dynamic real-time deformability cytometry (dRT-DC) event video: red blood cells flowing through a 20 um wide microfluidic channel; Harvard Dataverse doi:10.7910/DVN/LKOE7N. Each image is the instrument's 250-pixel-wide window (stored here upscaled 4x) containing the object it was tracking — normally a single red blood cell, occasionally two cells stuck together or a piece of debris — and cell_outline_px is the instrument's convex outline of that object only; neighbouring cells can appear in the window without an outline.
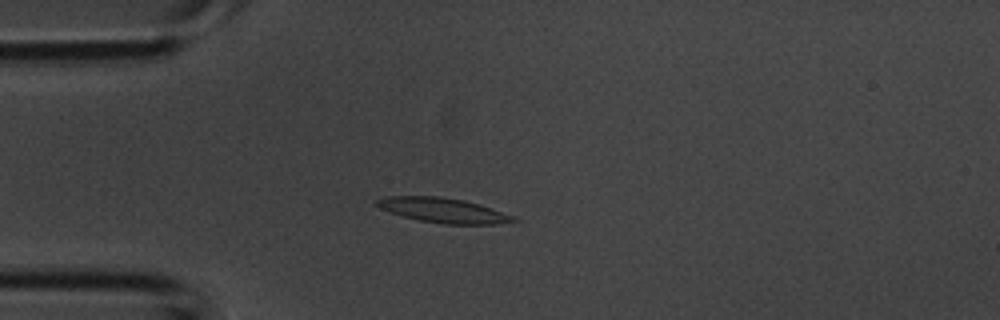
{"species": "common noctule bat (a hibernating species)", "species_latin": "Nyctalus noctula", "temperature_condition": "room temperature", "stored_images_in_passage": 2, "camera_frame_rate_fps": 3000, "um_per_image_px": 0.085, "animal": {"sex": "male", "body_mass_g": 20.1, "forearm_length_mm": 53.5}, "frame": {"image": 1, "passage_image": 2, "time_ms": 0.333, "image_size_px": [1000, 320], "cell_outline_px": [[520, 220], [492, 224], [444, 224], [420, 220], [404, 216], [380, 208], [376, 204], [376, 200], [388, 196], [440, 196], [464, 200], [480, 204], [516, 216]], "centroid_in_image_um": [37.73, 17.87], "position_along_channel_um": 47.3, "area_um2": 19.59}}